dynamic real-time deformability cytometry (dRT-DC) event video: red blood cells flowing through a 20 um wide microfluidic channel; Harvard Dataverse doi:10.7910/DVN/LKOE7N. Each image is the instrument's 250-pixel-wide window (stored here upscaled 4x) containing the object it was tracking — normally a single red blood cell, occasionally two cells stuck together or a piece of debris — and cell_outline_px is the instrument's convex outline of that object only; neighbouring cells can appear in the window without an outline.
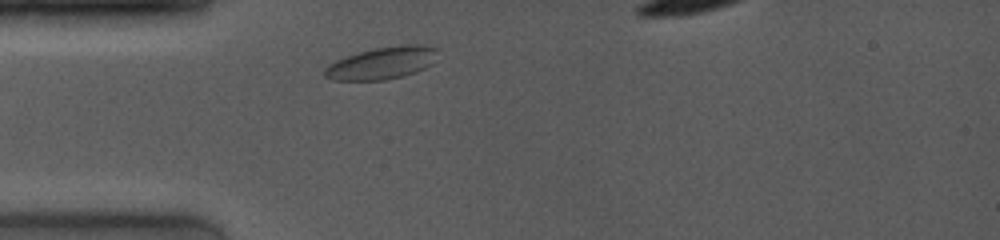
{"species": "common noctule bat (a hibernating species)", "species_latin": "Nyctalus noctula", "temperature_condition": "room temperature", "stored_images_in_passage": 2, "camera_frame_rate_fps": 4000, "um_per_image_px": 0.085, "animal": {"sex": "female", "body_mass_g": 19.0, "forearm_length_mm": 53.3}, "frame": {"image": 1, "passage_image": 2, "time_ms": 1.0, "image_size_px": [1000, 240], "cell_outline_px": [[440, 48], [432, 64], [416, 72], [404, 76], [384, 80], [332, 80], [324, 76], [324, 68], [328, 64], [336, 60], [360, 52], [376, 48], [400, 44], [420, 44]], "centroid_in_image_um": [32.5, 5.35], "position_along_channel_um": 52.5, "area_um2": 21.39}}